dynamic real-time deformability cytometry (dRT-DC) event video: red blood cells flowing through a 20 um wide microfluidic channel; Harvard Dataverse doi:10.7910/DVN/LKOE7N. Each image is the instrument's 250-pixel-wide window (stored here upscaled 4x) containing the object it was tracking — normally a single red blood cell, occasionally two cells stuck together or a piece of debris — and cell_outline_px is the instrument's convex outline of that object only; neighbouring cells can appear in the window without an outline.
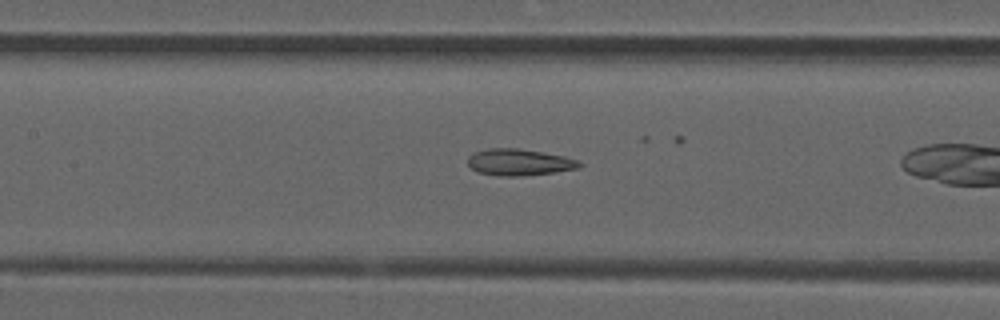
{"species": "common noctule bat (a hibernating species)", "species_latin": "Nyctalus noctula", "temperature_condition": "room temperature", "stored_images_in_passage": 26, "camera_frame_rate_fps": 3000, "um_per_image_px": 0.085, "animal": {"sex": "male", "forearm_length_mm": 52.5}, "frame": {"image": 1, "passage_image": 9, "time_ms": 2.667, "image_size_px": [1000, 320], "cell_outline_px": [[584, 164], [580, 168], [552, 172], [520, 176], [496, 176], [476, 172], [468, 164], [468, 156], [472, 152], [488, 148], [520, 148], [564, 156], [576, 160]], "centroid_in_image_um": [44.09, 13.78], "position_along_channel_um": 163.3, "area_um2": 17.4}}
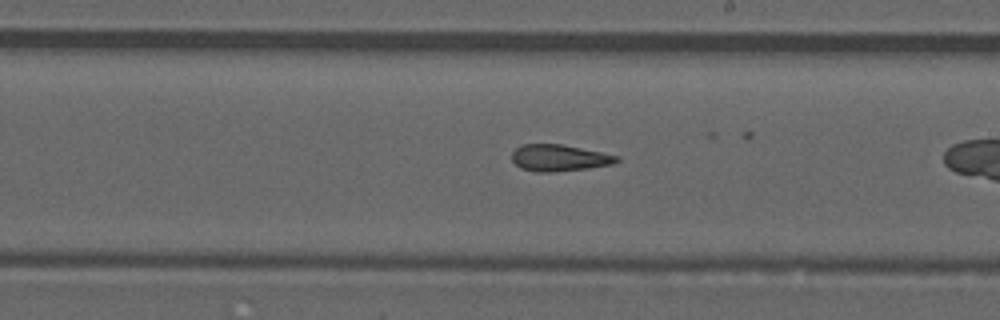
{"frame": {"image": 2, "passage_image": 15, "time_ms": 4.667, "image_size_px": [1000, 320], "cell_outline_px": [[620, 160], [612, 164], [588, 168], [556, 172], [536, 172], [520, 168], [512, 160], [512, 152], [516, 148], [524, 144], [564, 144], [620, 156]], "centroid_in_image_um": [47.54, 13.42], "position_along_channel_um": 241.5, "area_um2": 16.36}}
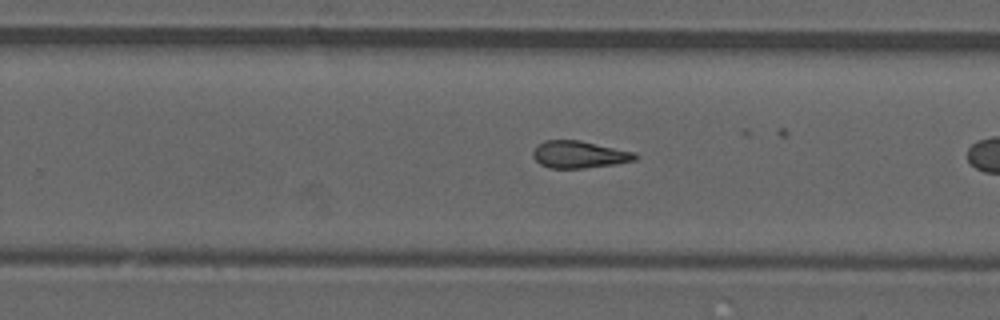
{"frame": {"image": 3, "passage_image": 18, "time_ms": 5.667, "image_size_px": [1000, 320], "cell_outline_px": [[640, 156], [636, 160], [616, 164], [584, 168], [548, 168], [540, 164], [532, 156], [532, 152], [536, 144], [544, 140], [580, 140], [636, 152]], "centroid_in_image_um": [49.24, 13.13], "position_along_channel_um": 280.6, "area_um2": 16.47}, "authors_computed_cell_mechanics": {"area_um2": 16.473, "velocity_mm_per_s": 3.9279, "shape_relaxation_time_tau1_ms": null, "shape_relaxation_time_tau2_ms": 3.7653, "deformation_change_tau1": null, "deformation_change_tau2": 0.1495}}